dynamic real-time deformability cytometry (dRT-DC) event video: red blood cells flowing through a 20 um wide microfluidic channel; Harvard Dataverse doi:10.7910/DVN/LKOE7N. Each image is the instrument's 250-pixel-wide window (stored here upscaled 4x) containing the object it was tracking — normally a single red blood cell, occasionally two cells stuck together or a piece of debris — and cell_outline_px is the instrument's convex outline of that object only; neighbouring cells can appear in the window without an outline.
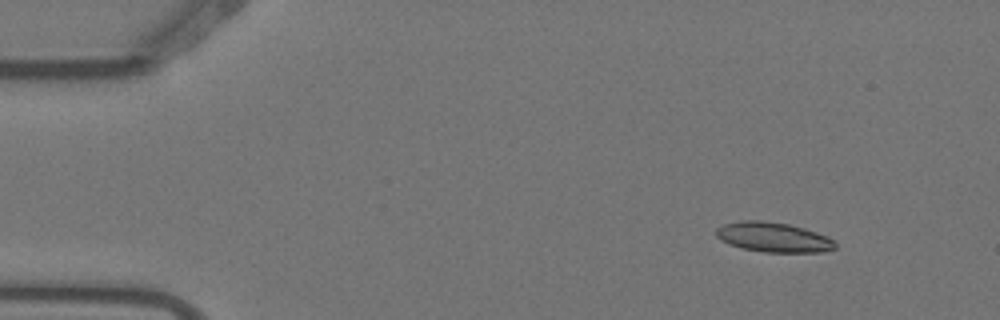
{"species": "Egyptian fruit bat (a non-hibernating species)", "species_latin": "Rousettus aegyptiacus", "temperature_condition": "warm", "stored_images_in_passage": 5, "camera_frame_rate_fps": 3000, "um_per_image_px": 0.085, "animal": {"sex": "female"}, "frame": {"image": 1, "passage_image": 2, "time_ms": 0.333, "image_size_px": [1000, 320], "cell_outline_px": [[836, 248], [824, 252], [764, 252], [740, 248], [728, 244], [720, 240], [716, 236], [716, 228], [724, 224], [744, 220], [760, 220], [788, 224], [804, 228], [828, 236], [836, 244]], "centroid_in_image_um": [65.72, 20.17], "position_along_channel_um": 19.3, "area_um2": 20.75}}
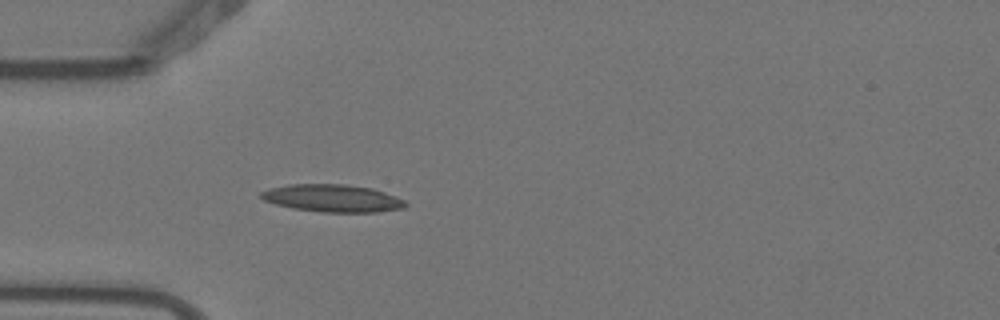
{"frame": {"image": 2, "passage_image": 5, "time_ms": 1.333, "image_size_px": [1000, 320], "cell_outline_px": [[408, 204], [404, 208], [376, 212], [320, 212], [292, 208], [276, 204], [264, 200], [260, 196], [260, 192], [268, 188], [288, 184], [344, 184], [372, 188], [396, 196], [404, 200]], "centroid_in_image_um": [28.26, 16.84], "position_along_channel_um": 56.7, "area_um2": 23.24}}